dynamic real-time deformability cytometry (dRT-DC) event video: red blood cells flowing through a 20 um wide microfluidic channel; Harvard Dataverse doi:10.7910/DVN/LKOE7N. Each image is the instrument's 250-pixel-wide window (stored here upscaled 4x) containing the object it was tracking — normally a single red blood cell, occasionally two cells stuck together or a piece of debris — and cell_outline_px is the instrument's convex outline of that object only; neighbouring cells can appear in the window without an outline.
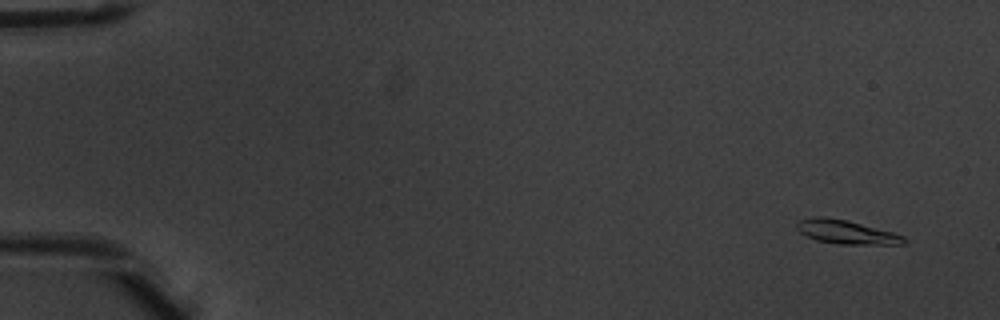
{"species": "common noctule bat (a hibernating species)", "species_latin": "Nyctalus noctula", "temperature_condition": "warm", "stored_images_in_passage": 4, "camera_frame_rate_fps": 3000, "um_per_image_px": 0.085, "animal": {"sex": "male", "body_mass_g": 20.1, "forearm_length_mm": 53.5}, "frame": {"image": 1, "passage_image": 1, "time_ms": 0.0, "image_size_px": [1000, 320], "cell_outline_px": [[908, 240], [904, 244], [840, 244], [816, 240], [800, 232], [796, 228], [796, 220], [816, 216], [824, 216], [848, 220], [892, 232], [904, 236]], "centroid_in_image_um": [71.91, 19.71], "position_along_channel_um": 13.1, "area_um2": 14.91}}
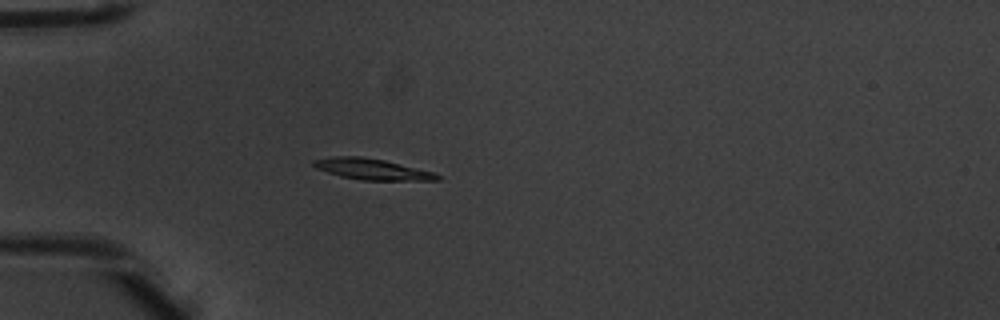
{"frame": {"image": 2, "passage_image": 4, "time_ms": 1.0, "image_size_px": [1000, 320], "cell_outline_px": [[440, 180], [360, 180], [340, 176], [316, 168], [312, 164], [312, 160], [332, 156], [360, 156], [384, 160], [432, 172], [440, 176]], "centroid_in_image_um": [31.56, 14.37], "position_along_channel_um": 53.4, "area_um2": 14.97}}